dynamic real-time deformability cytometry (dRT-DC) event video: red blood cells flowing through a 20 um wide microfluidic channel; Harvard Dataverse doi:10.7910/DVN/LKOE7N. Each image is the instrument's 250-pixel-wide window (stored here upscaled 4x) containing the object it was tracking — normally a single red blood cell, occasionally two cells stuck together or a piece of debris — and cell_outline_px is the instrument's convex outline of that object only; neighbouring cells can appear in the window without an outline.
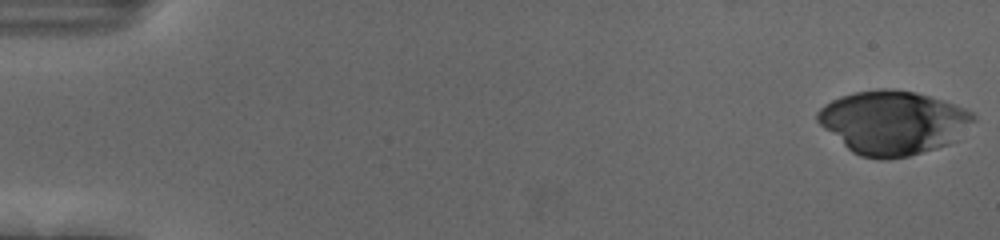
{"species": "human", "species_latin": "Homo sapiens", "temperature_condition": "cold", "stored_images_in_passage": 55, "camera_frame_rate_fps": 3000, "um_per_image_px": 0.085, "donor": {"sex": "female"}, "frame": {"image": 1, "passage_image": 1, "time_ms": 0.0, "image_size_px": [1000, 240], "cell_outline_px": [[976, 120], [948, 144], [936, 148], [908, 156], [888, 160], [880, 160], [860, 156], [852, 152], [824, 128], [816, 120], [816, 112], [824, 104], [840, 96], [856, 92], [880, 88], [892, 88], [916, 92], [964, 108], [972, 112], [976, 116]], "centroid_in_image_um": [75.87, 10.41], "position_along_channel_um": 9.1, "area_um2": 57.57}}